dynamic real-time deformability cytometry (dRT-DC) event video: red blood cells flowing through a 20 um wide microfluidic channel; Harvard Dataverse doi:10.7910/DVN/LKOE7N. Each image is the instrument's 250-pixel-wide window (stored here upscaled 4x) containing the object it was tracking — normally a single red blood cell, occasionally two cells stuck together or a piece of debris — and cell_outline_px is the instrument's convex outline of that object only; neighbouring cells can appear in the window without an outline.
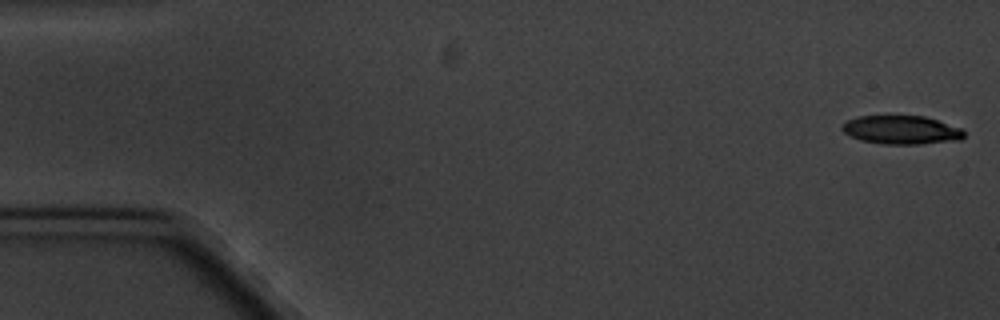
{"species": "common noctule bat (a hibernating species)", "species_latin": "Nyctalus noctula", "temperature_condition": "cold", "stored_images_in_passage": 8, "camera_frame_rate_fps": 3000, "um_per_image_px": 0.085, "animal": {"sex": "male", "body_mass_g": 20.1, "forearm_length_mm": 53.5}, "frame": {"image": 1, "passage_image": 1, "time_ms": 0.0, "image_size_px": [1000, 320], "cell_outline_px": [[964, 136], [960, 140], [920, 144], [884, 144], [860, 140], [844, 132], [840, 128], [848, 120], [860, 116], [924, 116], [960, 128], [964, 132]], "centroid_in_image_um": [76.61, 11.05], "position_along_channel_um": 8.4, "area_um2": 20.06}}
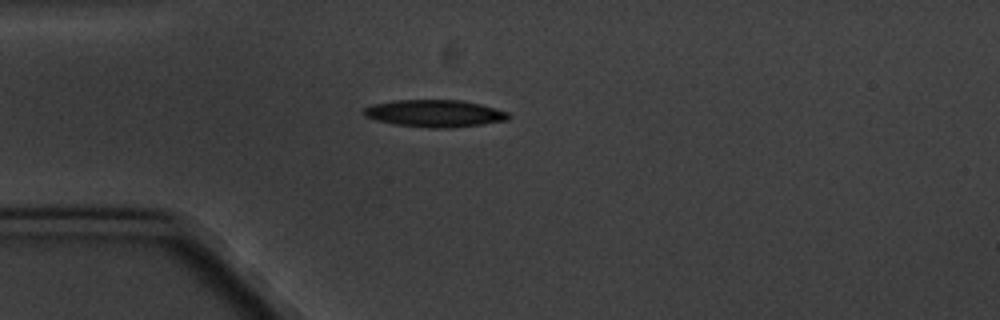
{"frame": {"image": 2, "passage_image": 5, "time_ms": 4.667, "image_size_px": [1000, 320], "cell_outline_px": [[512, 116], [508, 120], [452, 128], [428, 128], [396, 124], [376, 120], [364, 116], [360, 112], [364, 108], [372, 104], [396, 100], [464, 100], [480, 104], [508, 112]], "centroid_in_image_um": [36.93, 9.64], "position_along_channel_um": 48.1, "area_um2": 23.0}}